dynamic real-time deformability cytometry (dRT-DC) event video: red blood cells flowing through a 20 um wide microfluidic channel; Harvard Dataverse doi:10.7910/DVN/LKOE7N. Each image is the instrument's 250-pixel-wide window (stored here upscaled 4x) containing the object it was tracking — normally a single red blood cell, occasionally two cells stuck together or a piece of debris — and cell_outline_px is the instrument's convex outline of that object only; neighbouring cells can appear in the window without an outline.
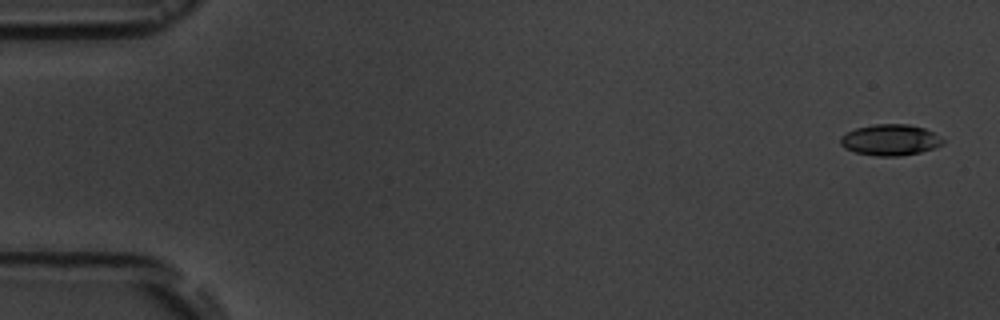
{"species": "common noctule bat (a hibernating species)", "species_latin": "Nyctalus noctula", "temperature_condition": "room temperature", "stored_images_in_passage": 4, "camera_frame_rate_fps": 3000, "um_per_image_px": 0.085, "animal": {"sex": "male", "body_mass_g": 19.5, "forearm_length_mm": 54.6}, "frame": {"image": 1, "passage_image": 1, "time_ms": 0.0, "image_size_px": [1000, 320], "cell_outline_px": [[944, 144], [936, 148], [920, 152], [900, 156], [876, 156], [856, 152], [844, 148], [840, 144], [840, 136], [856, 128], [872, 124], [908, 124], [924, 128], [932, 132], [944, 140]], "centroid_in_image_um": [75.67, 11.89], "position_along_channel_um": 9.3, "area_um2": 18.61}}
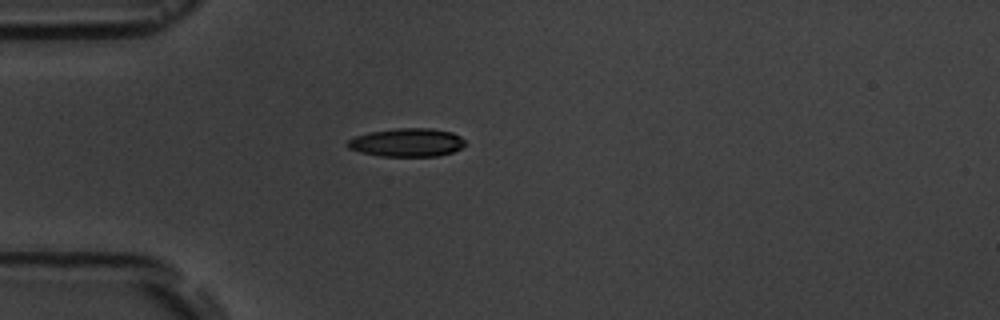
{"frame": {"image": 2, "passage_image": 4, "time_ms": 4.667, "image_size_px": [1000, 320], "cell_outline_px": [[468, 144], [452, 152], [440, 156], [380, 156], [360, 152], [348, 148], [344, 144], [348, 140], [356, 136], [368, 132], [396, 128], [432, 128], [452, 132], [460, 136]], "centroid_in_image_um": [34.59, 12.11], "position_along_channel_um": 50.4, "area_um2": 19.65}}